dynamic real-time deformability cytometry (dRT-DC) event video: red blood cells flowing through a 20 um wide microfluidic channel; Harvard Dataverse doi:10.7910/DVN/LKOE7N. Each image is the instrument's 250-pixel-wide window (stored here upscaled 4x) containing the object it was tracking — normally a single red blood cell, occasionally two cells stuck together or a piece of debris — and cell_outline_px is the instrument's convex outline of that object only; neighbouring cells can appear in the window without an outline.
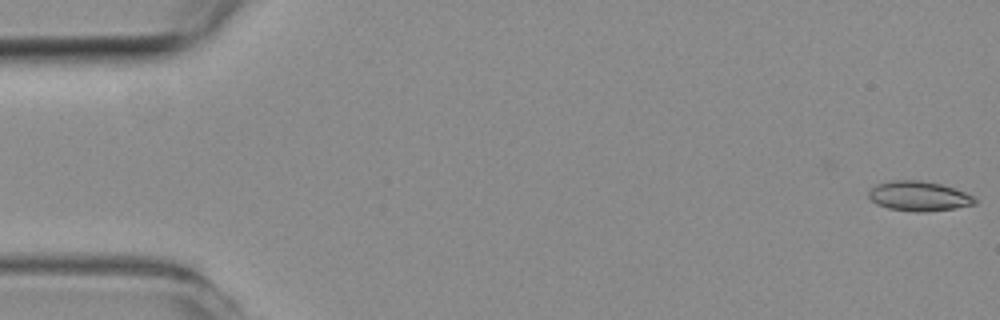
{"species": "common noctule bat (a hibernating species)", "species_latin": "Nyctalus noctula", "temperature_condition": "room temperature", "stored_images_in_passage": 12, "camera_frame_rate_fps": 3000, "um_per_image_px": 0.085, "animal": {"sex": "female", "body_mass_g": 19.3, "forearm_length_mm": 54.1}, "frame": {"image": 1, "passage_image": 1, "time_ms": 0.0, "image_size_px": [1000, 320], "cell_outline_px": [[976, 204], [952, 208], [924, 212], [916, 212], [888, 208], [876, 204], [868, 196], [868, 192], [876, 184], [888, 180], [920, 180], [940, 184], [964, 192], [972, 196], [976, 200]], "centroid_in_image_um": [78.05, 16.66], "position_along_channel_um": 6.9, "area_um2": 18.26}}